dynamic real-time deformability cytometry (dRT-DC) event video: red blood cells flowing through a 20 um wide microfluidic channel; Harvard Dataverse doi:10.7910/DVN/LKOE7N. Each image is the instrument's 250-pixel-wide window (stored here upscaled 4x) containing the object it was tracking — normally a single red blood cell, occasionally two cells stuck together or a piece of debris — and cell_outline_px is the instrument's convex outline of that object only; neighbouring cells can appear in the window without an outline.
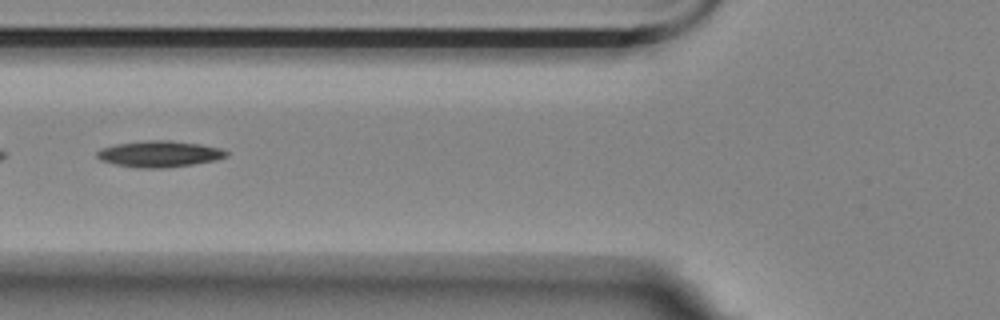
{"species": "Egyptian fruit bat (a non-hibernating species)", "species_latin": "Rousettus aegyptiacus", "temperature_condition": "room temperature", "stored_images_in_passage": 51, "segment_of_instrument_passage": [2, 2], "camera_frame_rate_fps": 3000, "um_per_image_px": 0.085, "animal": {"sex": "female"}, "frame": {"image": 1, "passage_image": 17, "time_ms": 5.333, "image_size_px": [1000, 320], "cell_outline_px": [[228, 156], [216, 160], [192, 164], [160, 168], [140, 168], [116, 164], [100, 160], [96, 156], [96, 152], [104, 148], [116, 144], [148, 140], [168, 140], [200, 144], [224, 148], [228, 152]], "centroid_in_image_um": [13.59, 13.08], "position_along_channel_um": 112.2, "area_um2": 19.65}}
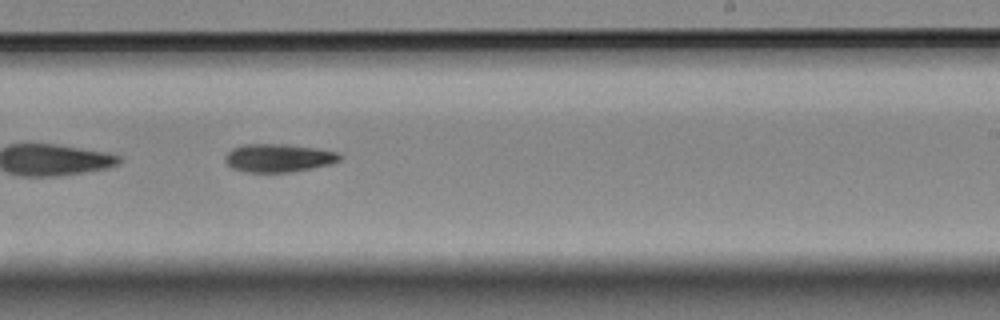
{"frame": {"image": 2, "passage_image": 30, "time_ms": 9.667, "image_size_px": [1000, 320], "cell_outline_px": [[340, 160], [328, 164], [312, 168], [292, 172], [248, 172], [232, 168], [224, 160], [224, 156], [232, 148], [244, 144], [288, 144], [316, 148], [340, 152]], "centroid_in_image_um": [23.66, 13.42], "position_along_channel_um": 265.3, "area_um2": 18.84}}
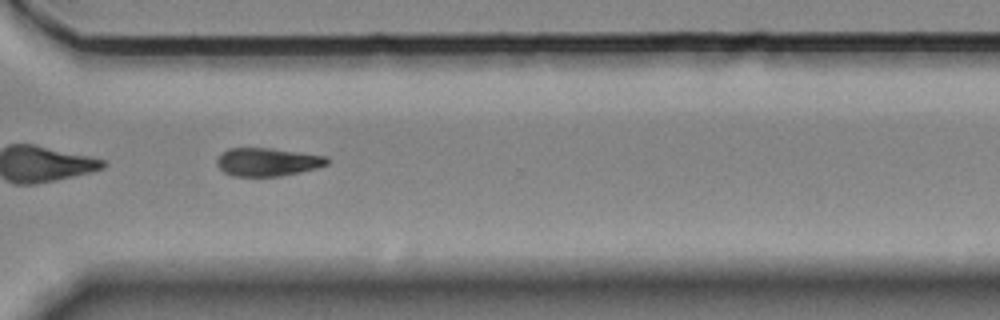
{"frame": {"image": 3, "passage_image": 37, "time_ms": 12.0, "image_size_px": [1000, 320], "cell_outline_px": [[328, 164], [316, 168], [300, 172], [280, 176], [232, 176], [224, 172], [216, 164], [216, 160], [228, 148], [272, 148], [328, 156]], "centroid_in_image_um": [22.75, 13.76], "position_along_channel_um": 347.9, "area_um2": 18.09}}